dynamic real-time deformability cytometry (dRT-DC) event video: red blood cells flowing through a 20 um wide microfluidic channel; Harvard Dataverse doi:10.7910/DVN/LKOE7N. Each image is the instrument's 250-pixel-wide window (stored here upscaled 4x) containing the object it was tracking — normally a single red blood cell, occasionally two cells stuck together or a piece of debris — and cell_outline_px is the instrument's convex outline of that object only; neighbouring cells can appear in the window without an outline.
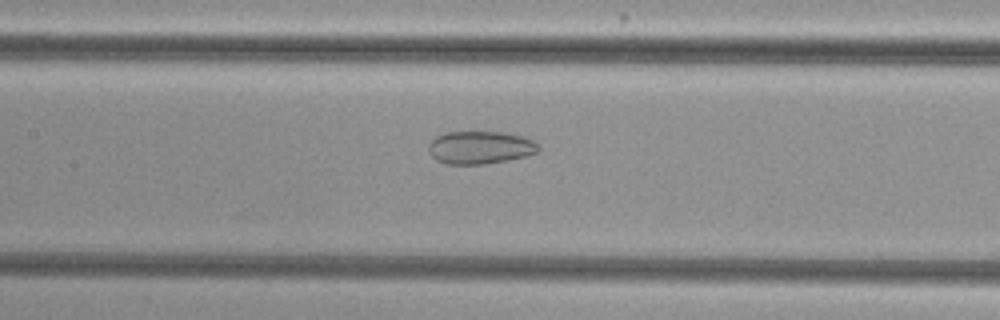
{"species": "common noctule bat (a hibernating species)", "species_latin": "Nyctalus noctula", "temperature_condition": "cold", "stored_images_in_passage": 29, "camera_frame_rate_fps": 3000, "um_per_image_px": 0.085, "animal": {"sex": "female", "body_mass_g": 29.2, "forearm_length_mm": 56.3}, "frame": {"image": 1, "passage_image": 10, "time_ms": 3.0, "image_size_px": [1000, 320], "cell_outline_px": [[540, 148], [536, 152], [524, 156], [508, 160], [484, 164], [444, 164], [436, 160], [432, 156], [428, 148], [428, 144], [436, 136], [448, 132], [508, 132], [524, 136], [532, 140]], "centroid_in_image_um": [40.79, 12.53], "position_along_channel_um": 166.6, "area_um2": 21.04}}
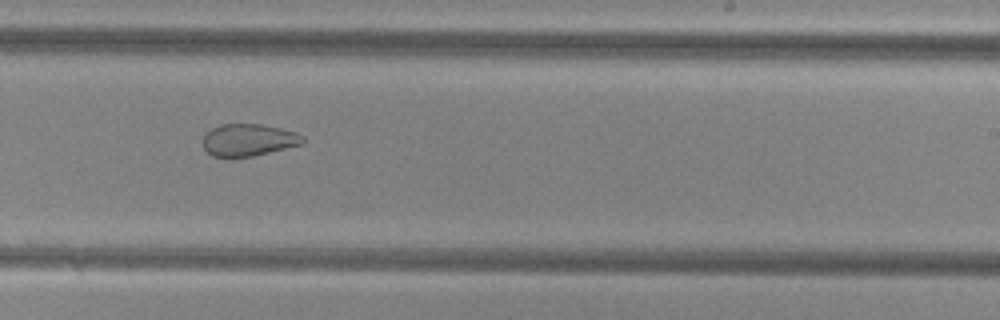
{"frame": {"image": 2, "passage_image": 18, "time_ms": 5.667, "image_size_px": [1000, 320], "cell_outline_px": [[304, 144], [252, 156], [212, 156], [204, 148], [204, 132], [220, 124], [260, 124], [280, 128], [296, 132], [304, 136]], "centroid_in_image_um": [21.14, 11.88], "position_along_channel_um": 267.9, "area_um2": 18.61}}
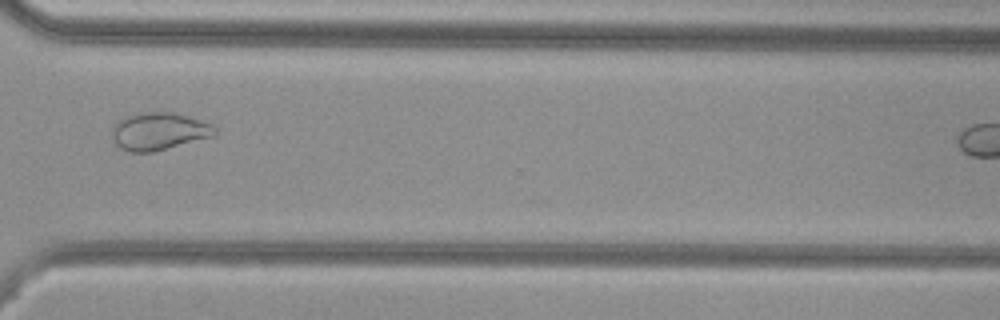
{"frame": {"image": 3, "passage_image": 25, "time_ms": 8.0, "image_size_px": [1000, 320], "cell_outline_px": [[216, 136], [152, 152], [128, 152], [120, 148], [112, 140], [112, 128], [124, 116], [136, 112], [172, 112], [188, 116], [212, 124], [216, 128]], "centroid_in_image_um": [13.5, 11.16], "position_along_channel_um": 357.1, "area_um2": 22.72}}